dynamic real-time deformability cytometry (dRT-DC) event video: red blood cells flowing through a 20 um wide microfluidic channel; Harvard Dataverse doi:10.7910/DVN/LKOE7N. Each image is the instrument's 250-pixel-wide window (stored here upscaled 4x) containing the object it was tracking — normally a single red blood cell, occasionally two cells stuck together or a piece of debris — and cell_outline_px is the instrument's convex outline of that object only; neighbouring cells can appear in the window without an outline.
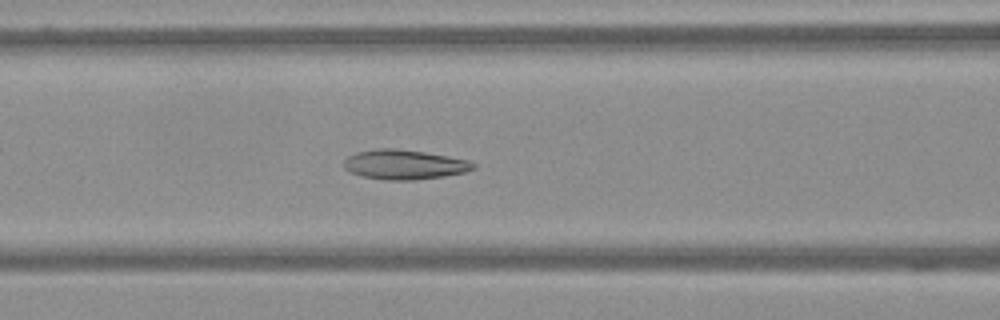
{"species": "Egyptian fruit bat (a non-hibernating species)", "species_latin": "Rousettus aegyptiacus", "temperature_condition": "warm", "stored_images_in_passage": 54, "camera_frame_rate_fps": 3000, "um_per_image_px": 0.085, "frame": {"image": 1, "passage_image": 18, "time_ms": 5.667, "image_size_px": [1000, 320], "cell_outline_px": [[476, 168], [464, 172], [444, 176], [412, 180], [388, 180], [364, 176], [348, 172], [344, 168], [344, 160], [348, 156], [356, 152], [376, 148], [396, 148], [424, 152], [448, 156], [468, 160], [476, 164]], "centroid_in_image_um": [34.35, 13.98], "position_along_channel_um": 132.2, "area_um2": 22.37}}
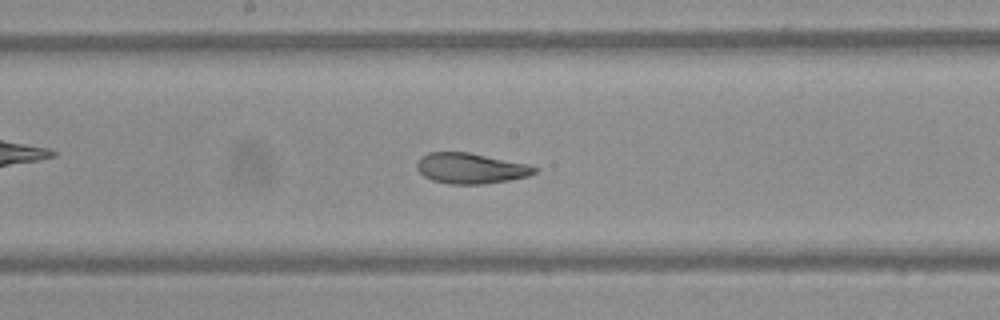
{"frame": {"image": 2, "passage_image": 25, "time_ms": 8.0, "image_size_px": [1000, 320], "cell_outline_px": [[536, 172], [528, 176], [508, 180], [484, 184], [448, 184], [432, 180], [424, 176], [416, 168], [416, 164], [420, 156], [428, 152], [468, 152], [528, 164], [536, 168]], "centroid_in_image_um": [39.96, 14.3], "position_along_channel_um": 208.2, "area_um2": 20.92}}
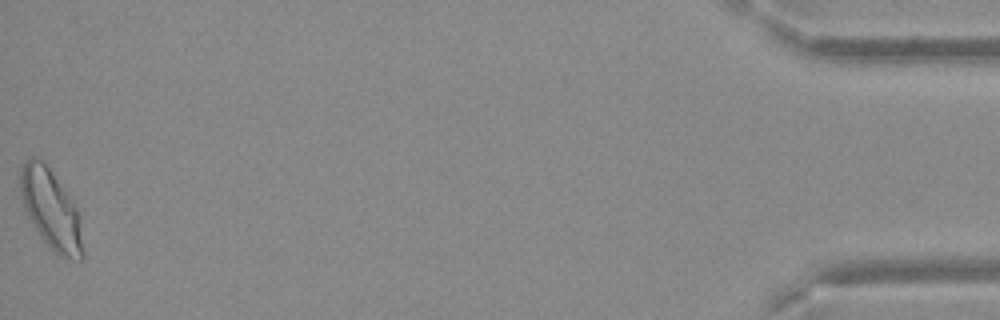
{"frame": {"image": 3, "passage_image": 54, "time_ms": 17.667, "image_size_px": [1000, 320], "cell_outline_px": [[84, 256], [80, 260], [60, 256], [40, 236], [28, 216], [24, 208], [20, 192], [20, 168], [32, 156], [44, 160], [72, 200], [80, 216], [84, 252]], "centroid_in_image_um": [4.34, 17.78], "position_along_channel_um": 430.9, "area_um2": 28.84}}